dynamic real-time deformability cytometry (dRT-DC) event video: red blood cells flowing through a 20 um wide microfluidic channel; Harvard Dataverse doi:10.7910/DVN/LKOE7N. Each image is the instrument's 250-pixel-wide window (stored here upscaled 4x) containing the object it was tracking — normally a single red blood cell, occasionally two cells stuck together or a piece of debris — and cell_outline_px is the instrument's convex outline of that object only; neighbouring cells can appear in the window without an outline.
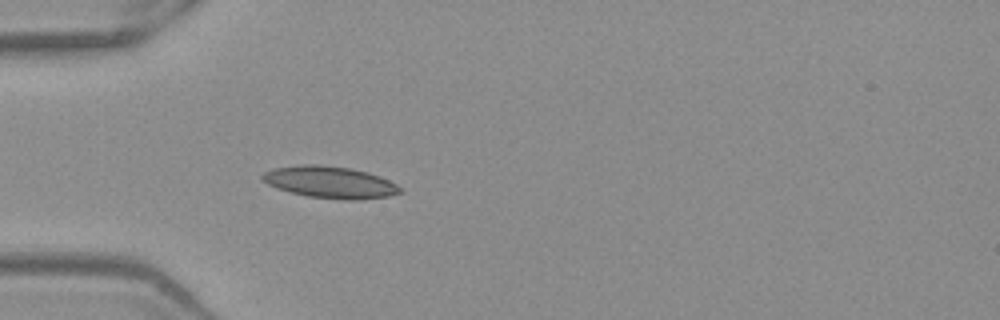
{"species": "Egyptian fruit bat (a non-hibernating species)", "species_latin": "Rousettus aegyptiacus", "temperature_condition": "warm", "stored_images_in_passage": 37, "camera_frame_rate_fps": 3000, "um_per_image_px": 0.085, "frame": {"image": 1, "passage_image": 1, "time_ms": 0.0, "image_size_px": [1000, 320], "cell_outline_px": [[404, 192], [388, 196], [356, 200], [344, 200], [308, 196], [276, 188], [268, 184], [260, 176], [264, 172], [276, 168], [304, 164], [320, 164], [348, 168], [368, 172], [380, 176], [396, 184]], "centroid_in_image_um": [28.07, 15.49], "position_along_channel_um": 56.9, "area_um2": 25.37}}
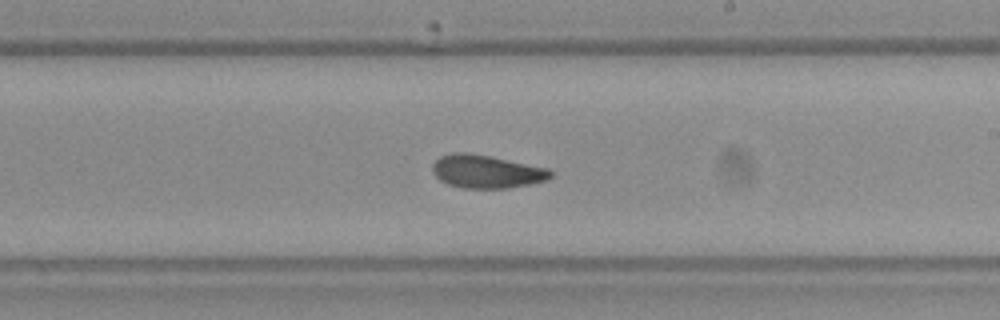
{"frame": {"image": 2, "passage_image": 16, "time_ms": 5.0, "image_size_px": [1000, 320], "cell_outline_px": [[552, 176], [548, 180], [508, 188], [464, 188], [448, 184], [440, 180], [432, 172], [432, 164], [440, 156], [452, 152], [468, 152], [492, 156], [548, 168], [552, 172]], "centroid_in_image_um": [41.34, 14.57], "position_along_channel_um": 247.7, "area_um2": 22.95}}
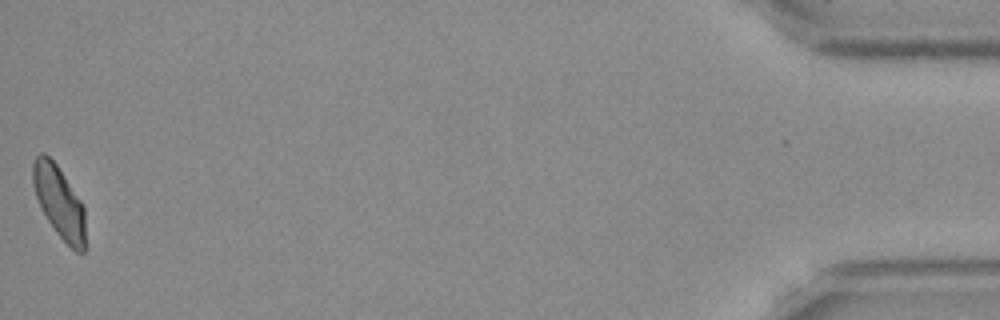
{"frame": {"image": 3, "passage_image": 37, "time_ms": 12.0, "image_size_px": [1000, 320], "cell_outline_px": [[84, 252], [76, 252], [56, 232], [48, 220], [36, 196], [32, 184], [32, 164], [36, 156], [40, 152], [44, 152], [56, 164], [84, 204]], "centroid_in_image_um": [5.02, 17.12], "position_along_channel_um": 430.2, "area_um2": 21.73}, "authors_computed_cell_mechanics": {"area_um2": 22.4842, "velocity_mm_per_s": 3.9399, "shape_relaxation_time_tau1_ms": null, "shape_relaxation_time_tau2_ms": 3.4253, "deformation_change_tau1": null, "deformation_change_tau2": 0.0977}}